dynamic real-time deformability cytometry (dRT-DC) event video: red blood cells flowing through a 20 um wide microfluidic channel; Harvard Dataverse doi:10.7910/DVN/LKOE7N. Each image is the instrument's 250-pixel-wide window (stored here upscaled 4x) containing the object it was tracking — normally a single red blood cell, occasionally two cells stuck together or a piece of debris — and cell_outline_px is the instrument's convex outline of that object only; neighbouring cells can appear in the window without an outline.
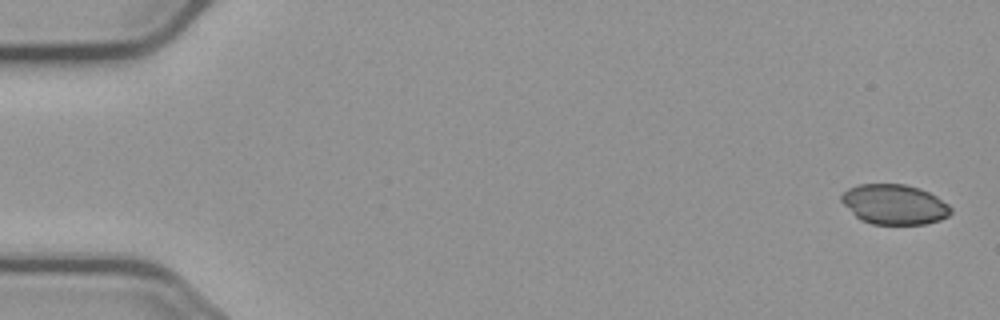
{"species": "common noctule bat (a hibernating species)", "species_latin": "Nyctalus noctula", "temperature_condition": "cold", "stored_images_in_passage": 4, "camera_frame_rate_fps": 3000, "um_per_image_px": 0.085, "animal": {"sex": "male", "body_mass_g": 23.1, "forearm_length_mm": 52.7}, "frame": {"image": 1, "passage_image": 1, "time_ms": 0.0, "image_size_px": [1000, 320], "cell_outline_px": [[952, 212], [948, 216], [940, 220], [924, 224], [872, 224], [860, 220], [840, 200], [840, 196], [848, 188], [860, 184], [904, 184], [920, 188], [936, 196], [948, 204], [952, 208]], "centroid_in_image_um": [76.03, 17.37], "position_along_channel_um": 9.0, "area_um2": 25.49}}